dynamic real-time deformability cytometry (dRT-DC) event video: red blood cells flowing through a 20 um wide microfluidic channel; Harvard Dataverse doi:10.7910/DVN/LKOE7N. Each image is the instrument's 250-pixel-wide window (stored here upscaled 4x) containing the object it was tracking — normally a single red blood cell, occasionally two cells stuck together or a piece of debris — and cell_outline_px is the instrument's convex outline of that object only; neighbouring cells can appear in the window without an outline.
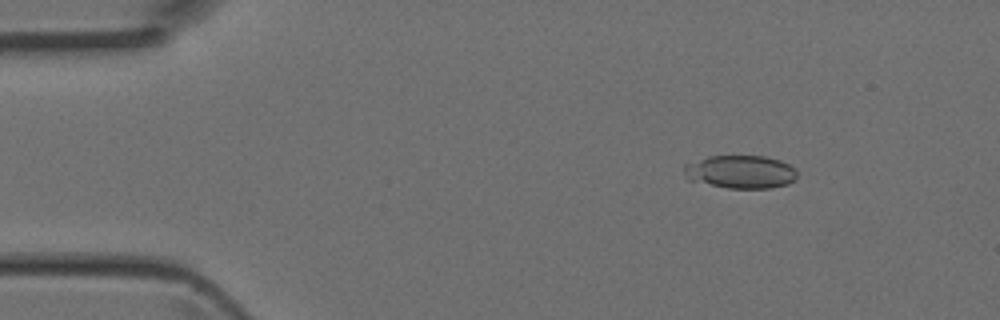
{"species": "Egyptian fruit bat (a non-hibernating species)", "species_latin": "Rousettus aegyptiacus", "temperature_condition": "room temperature", "stored_images_in_passage": 6, "camera_frame_rate_fps": 3000, "um_per_image_px": 0.085, "animal": {"sex": "female"}, "frame": {"image": 1, "passage_image": 2, "time_ms": 0.333, "image_size_px": [1000, 320], "cell_outline_px": [[796, 180], [788, 184], [768, 188], [728, 188], [688, 180], [684, 172], [684, 164], [708, 156], [764, 156], [780, 160], [796, 168]], "centroid_in_image_um": [62.95, 14.6], "position_along_channel_um": 22.0, "area_um2": 21.91}}
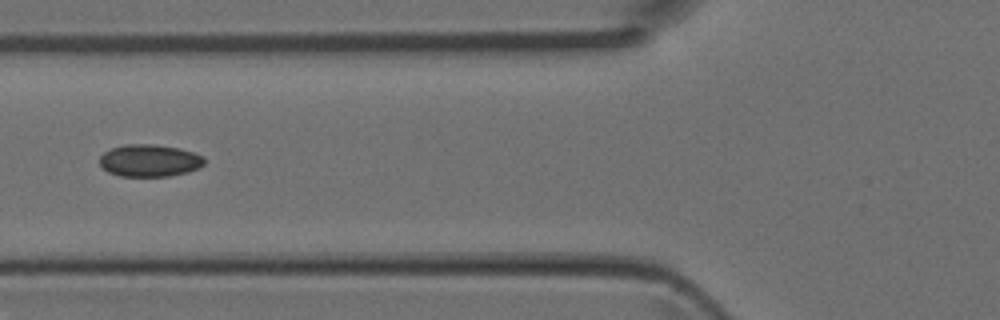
{"frame": {"image": 2, "passage_image": 5, "time_ms": 1.333, "image_size_px": [1000, 320], "cell_outline_px": [[204, 164], [200, 168], [188, 172], [168, 176], [120, 176], [108, 172], [100, 164], [100, 156], [104, 152], [112, 148], [124, 144], [152, 144], [176, 148], [192, 152], [204, 156]], "centroid_in_image_um": [12.71, 13.65], "position_along_channel_um": 113.1, "area_um2": 19.59}}
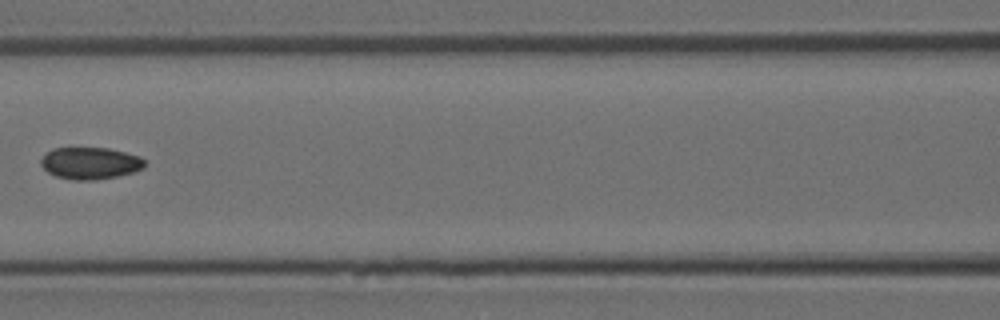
{"frame": {"image": 3, "passage_image": 6, "time_ms": 1.667, "image_size_px": [1000, 320], "cell_outline_px": [[144, 168], [136, 172], [96, 180], [72, 180], [56, 176], [48, 172], [40, 164], [40, 160], [48, 152], [56, 148], [108, 148], [140, 156], [144, 160]], "centroid_in_image_um": [7.69, 13.88], "position_along_channel_um": 158.9, "area_um2": 19.25}}